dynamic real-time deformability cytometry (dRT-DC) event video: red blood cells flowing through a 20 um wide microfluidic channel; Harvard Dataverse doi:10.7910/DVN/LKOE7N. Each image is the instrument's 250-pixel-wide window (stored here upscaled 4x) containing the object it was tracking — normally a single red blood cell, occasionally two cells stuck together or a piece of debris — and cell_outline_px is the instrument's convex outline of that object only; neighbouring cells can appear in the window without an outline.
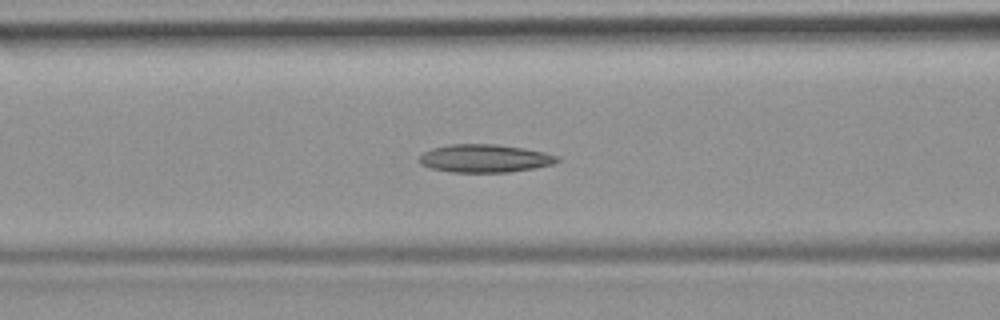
{"species": "common noctule bat (a hibernating species)", "species_latin": "Nyctalus noctula", "temperature_condition": "room temperature", "stored_images_in_passage": 45, "camera_frame_rate_fps": 3000, "um_per_image_px": 0.085, "animal": {"sex": "female", "body_mass_g": 19.9}, "frame": {"image": 1, "passage_image": 20, "time_ms": 6.333, "image_size_px": [1000, 320], "cell_outline_px": [[560, 160], [552, 164], [532, 168], [508, 172], [452, 172], [432, 168], [420, 164], [420, 156], [424, 152], [432, 148], [448, 144], [496, 144], [524, 148], [544, 152], [560, 156]], "centroid_in_image_um": [41.21, 13.45], "position_along_channel_um": 125.4, "area_um2": 22.43}}
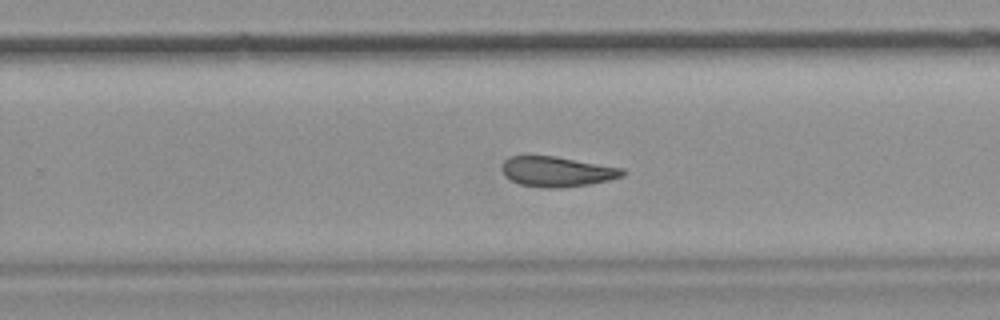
{"frame": {"image": 2, "passage_image": 32, "time_ms": 10.333, "image_size_px": [1000, 320], "cell_outline_px": [[624, 176], [608, 180], [588, 184], [564, 188], [544, 188], [520, 184], [504, 176], [500, 168], [504, 160], [512, 156], [556, 156], [624, 168]], "centroid_in_image_um": [47.33, 14.59], "position_along_channel_um": 282.5, "area_um2": 21.27}}